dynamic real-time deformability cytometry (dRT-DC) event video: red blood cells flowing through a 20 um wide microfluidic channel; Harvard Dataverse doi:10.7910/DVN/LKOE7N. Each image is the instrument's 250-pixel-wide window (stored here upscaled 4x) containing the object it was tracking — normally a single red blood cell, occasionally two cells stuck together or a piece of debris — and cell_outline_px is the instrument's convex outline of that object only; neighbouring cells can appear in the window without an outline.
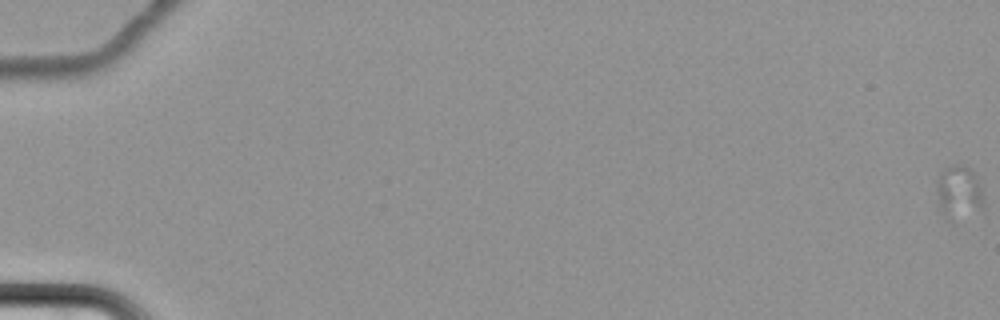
{"species": "common noctule bat (a hibernating species)", "species_latin": "Nyctalus noctula", "temperature_condition": "cold", "stored_images_in_passage": 70, "camera_frame_rate_fps": 3000, "um_per_image_px": 0.085, "animal": {"sex": "female", "body_mass_g": 22.7, "forearm_length_mm": 54.2}, "frame": {"image": 1, "passage_image": 1, "time_ms": 0.0, "image_size_px": [1000, 320], "cell_outline_px": [[984, 208], [952, 224], [944, 220], [936, 192], [936, 180], [940, 172], [944, 168], [956, 164], [960, 164], [968, 168], [976, 176], [984, 200]], "centroid_in_image_um": [81.47, 16.42], "position_along_channel_um": 3.5, "area_um2": 15.14}}
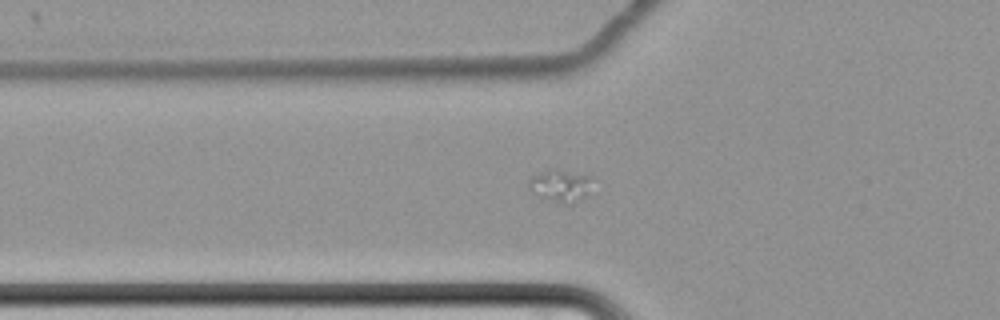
{"frame": {"image": 2, "passage_image": 31, "time_ms": 10.0, "image_size_px": [1000, 320], "cell_outline_px": [[592, 176], [588, 196], [572, 204], [560, 204], [536, 196], [528, 188], [528, 180], [536, 172], [548, 168], [552, 168]], "centroid_in_image_um": [47.6, 15.79], "position_along_channel_um": 78.2, "area_um2": 12.48}}
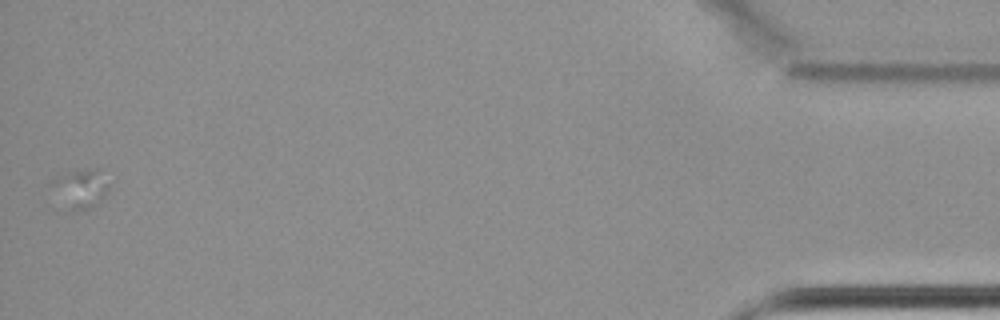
{"frame": {"image": 3, "passage_image": 70, "time_ms": 23.0, "image_size_px": [1000, 320], "cell_outline_px": [[108, 188], [104, 196], [96, 204], [88, 208], [72, 208], [52, 184], [60, 176], [72, 172], [92, 168], [96, 168], [108, 184]], "centroid_in_image_um": [6.97, 15.97], "position_along_channel_um": 428.2, "area_um2": 11.21}}